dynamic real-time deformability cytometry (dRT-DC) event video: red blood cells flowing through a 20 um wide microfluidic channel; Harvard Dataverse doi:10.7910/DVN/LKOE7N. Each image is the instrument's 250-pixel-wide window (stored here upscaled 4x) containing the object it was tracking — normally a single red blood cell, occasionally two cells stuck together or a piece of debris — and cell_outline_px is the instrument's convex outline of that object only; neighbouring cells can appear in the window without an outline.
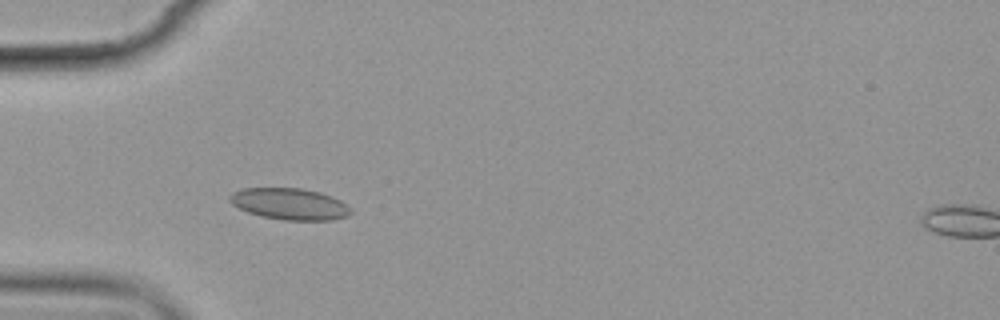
{"species": "common noctule bat (a hibernating species)", "species_latin": "Nyctalus noctula", "temperature_condition": "cold", "stored_images_in_passage": 6, "camera_frame_rate_fps": 3000, "um_per_image_px": 0.085, "animal": {"sex": "female", "body_mass_g": 19.9}, "frame": {"image": 1, "passage_image": 5, "time_ms": 4.667, "image_size_px": [1000, 320], "cell_outline_px": [[352, 212], [348, 216], [332, 220], [284, 220], [260, 216], [248, 212], [232, 204], [228, 200], [228, 196], [232, 192], [244, 188], [300, 188], [320, 192], [332, 196], [340, 200], [352, 208]], "centroid_in_image_um": [24.63, 17.33], "position_along_channel_um": 60.4, "area_um2": 22.37}}
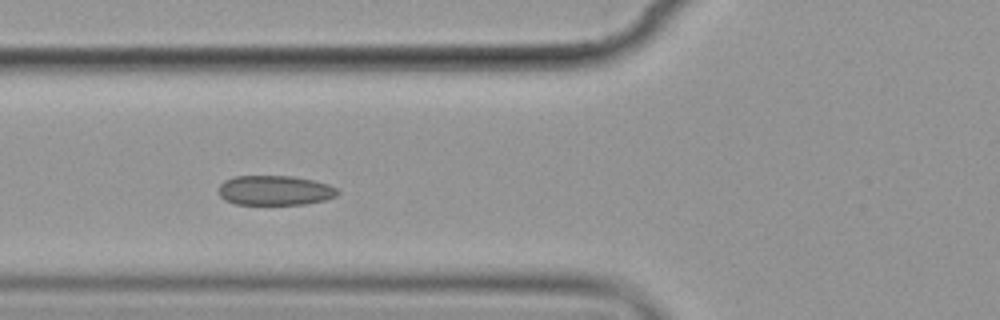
{"frame": {"image": 2, "passage_image": 6, "time_ms": 6.0, "image_size_px": [1000, 320], "cell_outline_px": [[340, 192], [336, 196], [324, 200], [304, 204], [236, 204], [224, 200], [220, 196], [220, 184], [224, 180], [236, 176], [292, 176], [312, 180], [328, 184], [336, 188]], "centroid_in_image_um": [23.36, 16.18], "position_along_channel_um": 102.4, "area_um2": 20.52}}